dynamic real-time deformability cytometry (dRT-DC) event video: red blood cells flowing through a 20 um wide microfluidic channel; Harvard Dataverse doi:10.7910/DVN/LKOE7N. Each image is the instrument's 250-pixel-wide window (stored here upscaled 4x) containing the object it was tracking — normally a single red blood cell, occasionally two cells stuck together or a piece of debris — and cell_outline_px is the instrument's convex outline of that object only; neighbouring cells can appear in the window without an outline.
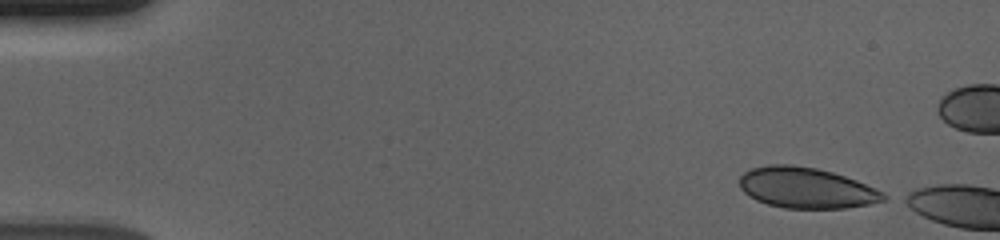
{"species": "human", "species_latin": "Homo sapiens", "temperature_condition": "cold", "stored_images_in_passage": 11, "camera_frame_rate_fps": 3000, "um_per_image_px": 0.085, "donor": {"sex": "male"}, "frame": {"image": 1, "passage_image": 1, "time_ms": 0.0, "image_size_px": [1000, 240], "cell_outline_px": [[892, 196], [888, 200], [868, 204], [844, 208], [784, 208], [768, 204], [756, 200], [748, 196], [740, 188], [740, 176], [744, 172], [752, 168], [768, 164], [792, 164], [816, 168], [832, 172], [856, 180], [884, 192]], "centroid_in_image_um": [68.55, 15.97], "position_along_channel_um": 16.4, "area_um2": 34.39}}